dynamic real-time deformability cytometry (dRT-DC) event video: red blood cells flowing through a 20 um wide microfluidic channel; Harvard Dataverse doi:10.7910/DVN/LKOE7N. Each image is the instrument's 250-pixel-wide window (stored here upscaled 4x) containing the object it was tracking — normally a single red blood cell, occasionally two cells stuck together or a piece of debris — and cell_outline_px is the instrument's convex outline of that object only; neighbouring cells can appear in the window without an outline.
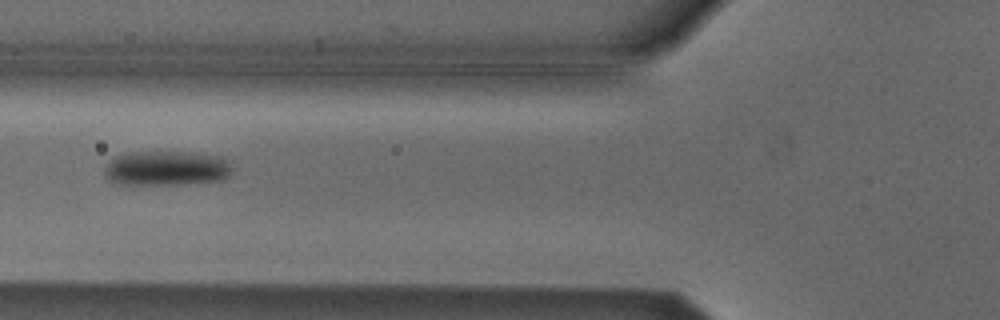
{"species": "Egyptian fruit bat (a non-hibernating species)", "species_latin": "Rousettus aegyptiacus", "temperature_condition": "cold", "stored_images_in_passage": 7, "camera_frame_rate_fps": 3000, "um_per_image_px": 0.085, "animal": {"sex": "male"}, "frame": {"image": 1, "passage_image": 7, "time_ms": 2.0, "image_size_px": [1000, 320], "cell_outline_px": [[232, 172], [224, 180], [184, 184], [120, 184], [108, 180], [104, 172], [104, 168], [108, 160], [124, 152], [192, 152], [216, 156], [232, 160]], "centroid_in_image_um": [14.17, 14.29], "position_along_channel_um": 111.6, "area_um2": 26.3}}